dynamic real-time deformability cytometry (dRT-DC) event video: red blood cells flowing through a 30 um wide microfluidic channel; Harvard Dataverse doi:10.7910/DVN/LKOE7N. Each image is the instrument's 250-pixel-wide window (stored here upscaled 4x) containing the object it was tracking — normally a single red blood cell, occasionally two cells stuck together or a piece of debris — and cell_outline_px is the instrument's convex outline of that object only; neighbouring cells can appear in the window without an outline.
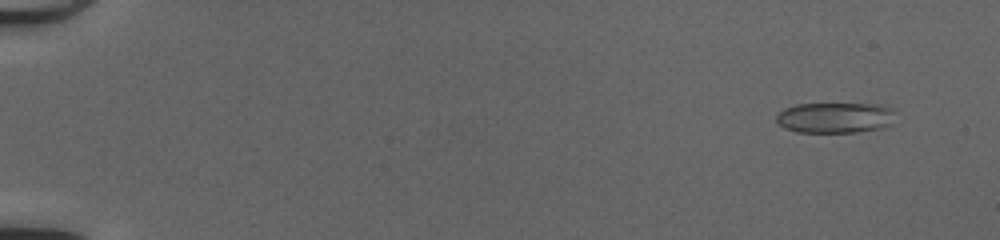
{"species": "common noctule bat (a hibernating species)", "species_latin": "Nyctalus noctula", "temperature_condition": "cold", "stored_images_in_passage": 51, "camera_frame_rate_fps": 3000, "um_per_image_px": 0.085, "animal": {"sex": "female", "body_mass_g": 20.0, "forearm_length_mm": 54.0}, "frame": {"image": 1, "passage_image": 4, "time_ms": 1.0, "image_size_px": [1000, 240], "cell_outline_px": [[896, 108], [892, 124], [884, 128], [856, 132], [796, 132], [784, 128], [776, 120], [776, 116], [784, 108], [796, 104], [880, 104]], "centroid_in_image_um": [71.04, 10.0], "position_along_channel_um": 14.0, "area_um2": 21.56}}
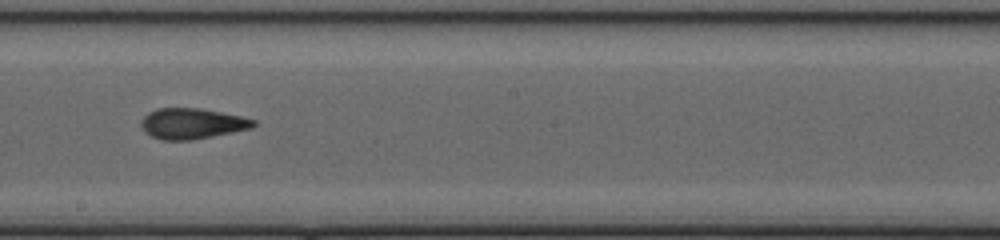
{"frame": {"image": 2, "passage_image": 31, "time_ms": 10.0, "image_size_px": [1000, 240], "cell_outline_px": [[256, 124], [252, 128], [192, 140], [160, 140], [144, 132], [140, 124], [140, 120], [148, 112], [156, 108], [200, 108], [240, 116], [256, 120]], "centroid_in_image_um": [16.28, 10.5], "position_along_channel_um": 231.9, "area_um2": 20.11}}
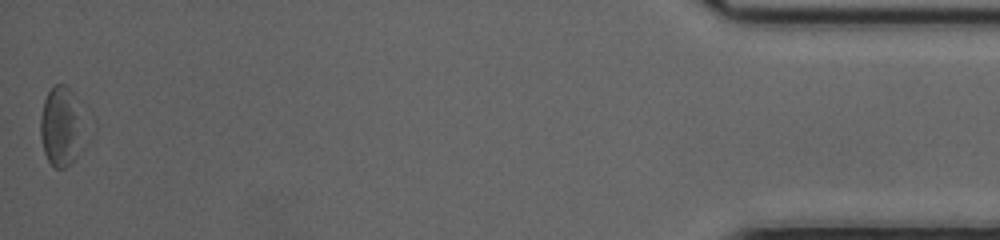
{"frame": {"image": 3, "passage_image": 51, "time_ms": 16.667, "image_size_px": [1000, 240], "cell_outline_px": [[80, 148], [76, 156], [64, 168], [56, 168], [48, 160], [44, 152], [40, 136], [40, 116], [44, 100], [48, 92], [56, 84], [64, 84], [76, 96], [80, 144]], "centroid_in_image_um": [5.1, 10.74], "position_along_channel_um": 430.1, "area_um2": 19.19}, "authors_computed_cell_mechanics": {"area_um2": 20.1144, "velocity_mm_per_s": 4.1875, "shape_relaxation_time_tau1_ms": 2.9519, "shape_relaxation_time_tau2_ms": 2.1682, "deformation_change_tau1": 0.1056, "deformation_change_tau2": 0.1052}}